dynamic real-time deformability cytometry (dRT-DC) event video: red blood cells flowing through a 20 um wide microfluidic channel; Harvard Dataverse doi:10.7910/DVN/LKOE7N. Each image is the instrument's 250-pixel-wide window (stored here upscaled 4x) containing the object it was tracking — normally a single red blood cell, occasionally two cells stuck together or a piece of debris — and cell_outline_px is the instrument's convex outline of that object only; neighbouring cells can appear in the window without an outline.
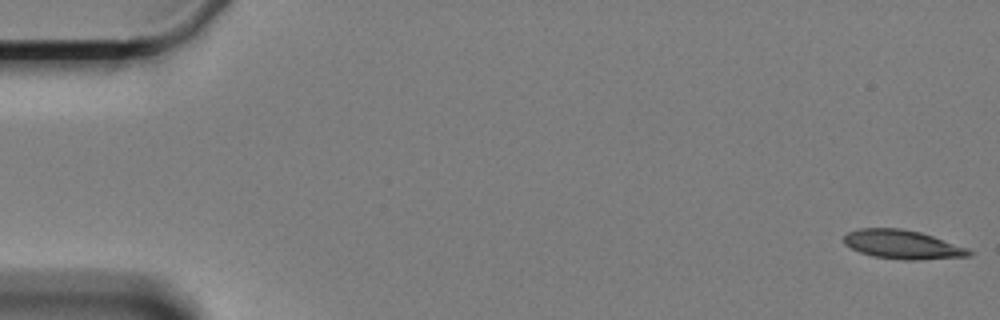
{"species": "Egyptian fruit bat (a non-hibernating species)", "species_latin": "Rousettus aegyptiacus", "temperature_condition": "cold", "stored_images_in_passage": 60, "camera_frame_rate_fps": 3000, "um_per_image_px": 0.085, "animal": {"sex": "female"}, "frame": {"image": 1, "passage_image": 1, "time_ms": 0.0, "image_size_px": [1000, 320], "cell_outline_px": [[976, 252], [972, 256], [920, 260], [904, 260], [872, 256], [860, 252], [844, 244], [844, 236], [848, 232], [860, 228], [900, 228], [920, 232], [968, 248]], "centroid_in_image_um": [76.75, 20.79], "position_along_channel_um": 8.3, "area_um2": 21.15}}
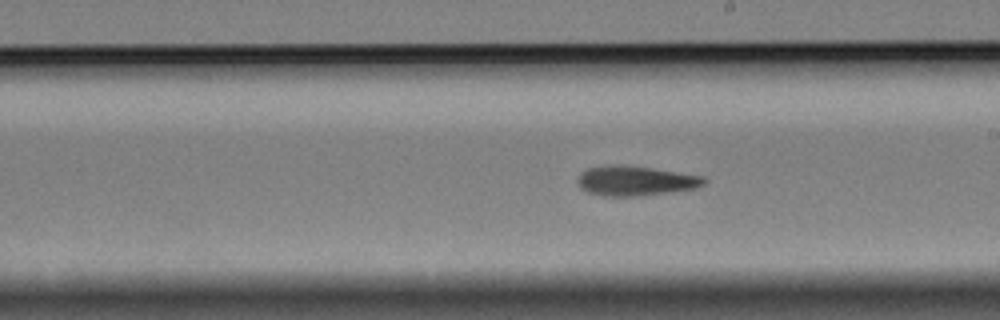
{"frame": {"image": 2, "passage_image": 34, "time_ms": 11.0, "image_size_px": [1000, 320], "cell_outline_px": [[708, 180], [704, 184], [696, 188], [672, 192], [640, 196], [604, 196], [588, 192], [580, 188], [576, 180], [580, 172], [588, 168], [608, 164], [620, 164], [704, 176]], "centroid_in_image_um": [53.98, 15.37], "position_along_channel_um": 235.0, "area_um2": 22.08}}
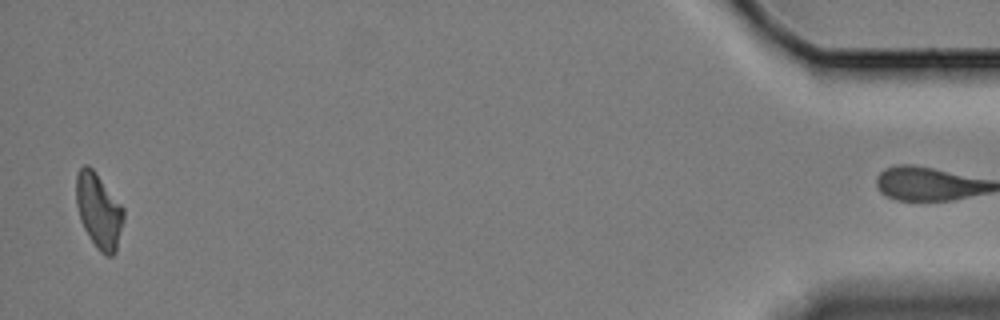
{"frame": {"image": 3, "passage_image": 59, "time_ms": 19.333, "image_size_px": [1000, 320], "cell_outline_px": [[124, 220], [116, 252], [112, 256], [104, 256], [96, 248], [88, 236], [80, 220], [76, 204], [76, 172], [84, 164], [88, 164], [92, 168], [124, 208]], "centroid_in_image_um": [8.39, 17.94], "position_along_channel_um": 426.8, "area_um2": 20.92}, "authors_computed_cell_mechanics": {"area_um2": 21.7906, "velocity_mm_per_s": 3.3184, "shape_relaxation_time_tau1_ms": null, "shape_relaxation_time_tau2_ms": 8.8728, "deformation_change_tau1": null, "deformation_change_tau2": 0.1729}}